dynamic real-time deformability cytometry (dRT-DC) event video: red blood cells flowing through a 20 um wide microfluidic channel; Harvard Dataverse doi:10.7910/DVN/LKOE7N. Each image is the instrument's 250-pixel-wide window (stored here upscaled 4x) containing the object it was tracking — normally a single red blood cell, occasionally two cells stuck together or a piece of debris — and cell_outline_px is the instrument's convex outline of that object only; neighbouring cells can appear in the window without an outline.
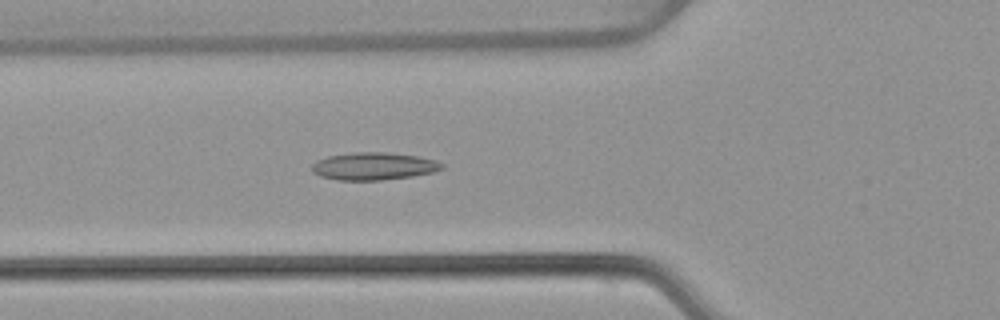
{"species": "common noctule bat (a hibernating species)", "species_latin": "Nyctalus noctula", "temperature_condition": "warm", "stored_images_in_passage": 46, "camera_frame_rate_fps": 3000, "um_per_image_px": 0.085, "animal": {"sex": "female", "body_mass_g": 22.7, "forearm_length_mm": 54.2}, "frame": {"image": 1, "passage_image": 12, "time_ms": 3.667, "image_size_px": [1000, 320], "cell_outline_px": [[444, 168], [432, 172], [412, 176], [380, 180], [336, 180], [320, 176], [312, 172], [312, 164], [316, 160], [328, 156], [356, 152], [384, 152], [416, 156], [436, 160], [444, 164]], "centroid_in_image_um": [31.74, 14.13], "position_along_channel_um": 94.1, "area_um2": 20.81}}
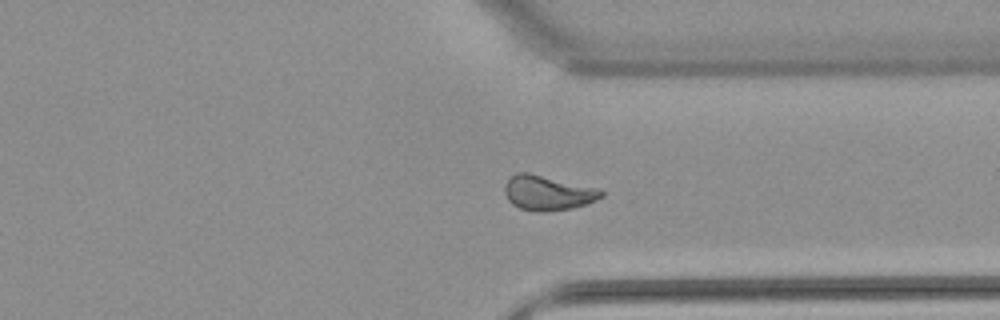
{"frame": {"image": 2, "passage_image": 33, "time_ms": 10.667, "image_size_px": [1000, 320], "cell_outline_px": [[604, 196], [596, 200], [572, 208], [540, 212], [536, 212], [520, 208], [512, 204], [508, 200], [504, 192], [504, 184], [516, 172], [528, 172], [600, 188], [604, 192]], "centroid_in_image_um": [46.56, 16.38], "position_along_channel_um": 364.8, "area_um2": 19.71}}
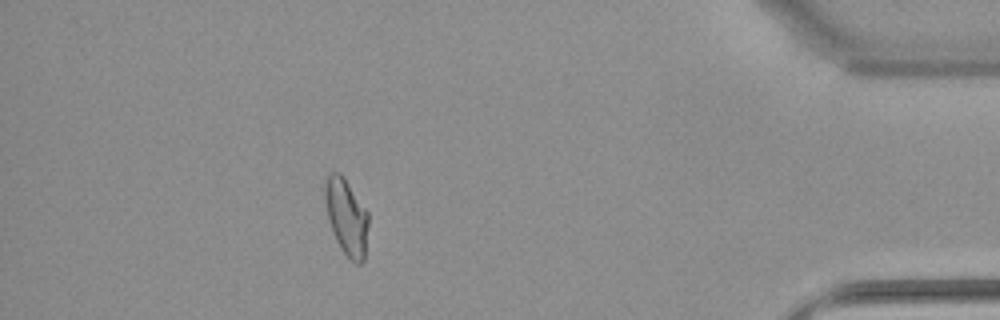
{"frame": {"image": 3, "passage_image": 40, "time_ms": 13.0, "image_size_px": [1000, 320], "cell_outline_px": [[368, 224], [364, 260], [360, 264], [356, 264], [340, 248], [336, 240], [328, 220], [324, 200], [324, 176], [328, 172], [340, 172], [344, 176], [368, 212]], "centroid_in_image_um": [29.42, 18.37], "position_along_channel_um": 405.8, "area_um2": 19.59}, "authors_computed_cell_mechanics": {"area_um2": 19.1607, "velocity_mm_per_s": 3.8638, "shape_relaxation_time_tau1_ms": null, "shape_relaxation_time_tau2_ms": 1.7621, "deformation_change_tau1": null, "deformation_change_tau2": 0.0774}}